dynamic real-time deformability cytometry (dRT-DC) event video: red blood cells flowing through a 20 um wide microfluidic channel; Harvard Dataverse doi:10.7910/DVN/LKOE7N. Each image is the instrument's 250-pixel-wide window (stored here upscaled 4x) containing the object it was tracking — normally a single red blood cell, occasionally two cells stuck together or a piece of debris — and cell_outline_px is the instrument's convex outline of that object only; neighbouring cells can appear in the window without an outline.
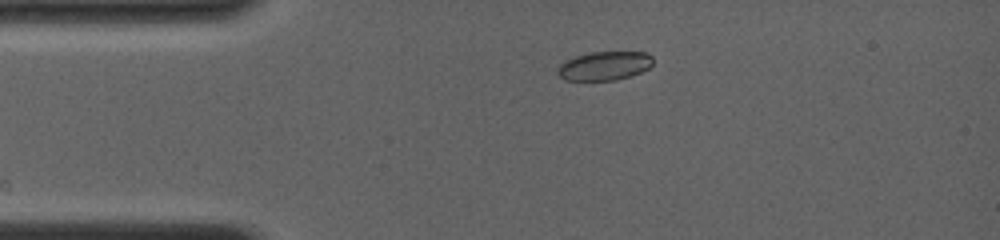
{"species": "common noctule bat (a hibernating species)", "species_latin": "Nyctalus noctula", "temperature_condition": "room temperature", "stored_images_in_passage": 18, "camera_frame_rate_fps": 4000, "um_per_image_px": 0.085, "animal": {"sex": "female", "body_mass_g": 19.0, "forearm_length_mm": 56.7}, "frame": {"image": 1, "passage_image": 1, "time_ms": 0.0, "image_size_px": [1000, 240], "cell_outline_px": [[652, 64], [648, 68], [640, 72], [616, 80], [564, 80], [556, 72], [556, 68], [564, 60], [588, 52], [644, 52], [652, 56]], "centroid_in_image_um": [51.32, 5.59], "position_along_channel_um": 33.7, "area_um2": 16.01}}
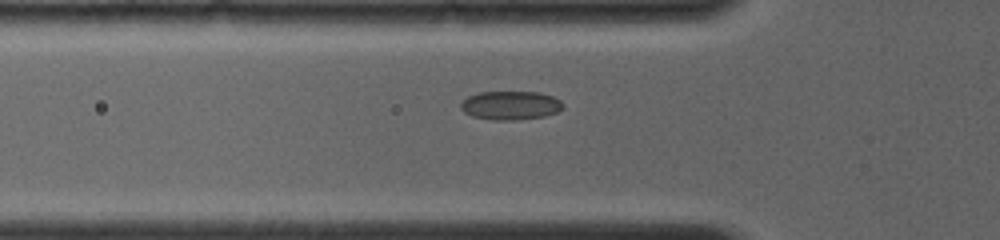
{"frame": {"image": 2, "passage_image": 10, "time_ms": 2.0, "image_size_px": [1000, 240], "cell_outline_px": [[564, 108], [556, 112], [544, 116], [516, 120], [492, 120], [472, 116], [464, 112], [460, 108], [460, 104], [468, 96], [480, 92], [540, 92], [552, 96], [560, 100], [564, 104]], "centroid_in_image_um": [43.4, 8.96], "position_along_channel_um": 82.4, "area_um2": 17.17}}
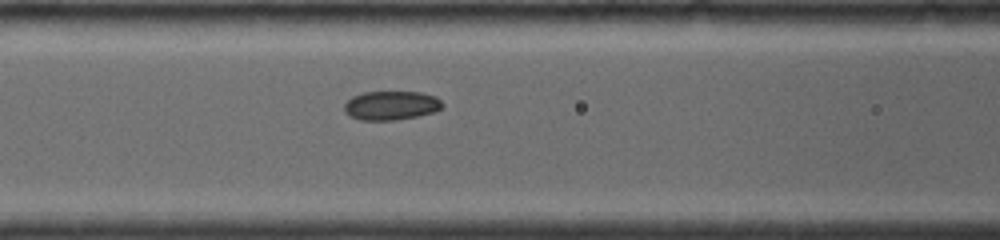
{"frame": {"image": 3, "passage_image": 14, "time_ms": 3.25, "image_size_px": [1000, 240], "cell_outline_px": [[444, 104], [440, 108], [432, 112], [416, 116], [396, 120], [360, 120], [348, 116], [344, 112], [344, 104], [352, 96], [364, 92], [420, 92], [436, 96]], "centroid_in_image_um": [33.2, 8.96], "position_along_channel_um": 133.4, "area_um2": 16.59}}